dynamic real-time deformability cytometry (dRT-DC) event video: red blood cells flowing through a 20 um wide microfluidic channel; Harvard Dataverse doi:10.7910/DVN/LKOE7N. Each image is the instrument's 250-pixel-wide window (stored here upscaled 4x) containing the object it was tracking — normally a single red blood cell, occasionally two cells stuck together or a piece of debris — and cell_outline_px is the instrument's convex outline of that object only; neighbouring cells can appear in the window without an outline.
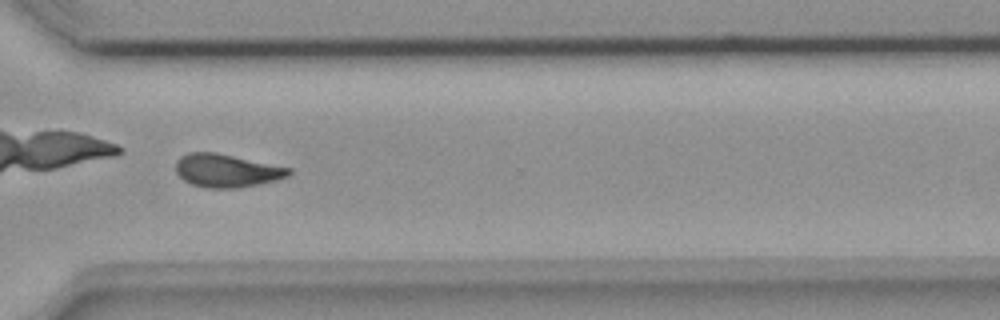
{"species": "common noctule bat (a hibernating species)", "species_latin": "Nyctalus noctula", "temperature_condition": "room temperature", "stored_images_in_passage": 36, "camera_frame_rate_fps": 3000, "um_per_image_px": 0.085, "animal": {"sex": "female", "body_mass_g": 18.4}, "frame": {"image": 1, "passage_image": 26, "time_ms": 8.333, "image_size_px": [1000, 320], "cell_outline_px": [[292, 172], [288, 176], [276, 180], [236, 188], [208, 188], [192, 184], [184, 180], [176, 172], [176, 160], [180, 156], [188, 152], [216, 152], [292, 168]], "centroid_in_image_um": [19.25, 14.49], "position_along_channel_um": 351.3, "area_um2": 21.79}, "authors_computed_cell_mechanics": {"area_um2": 22.0796, "velocity_mm_per_s": 3.8983, "shape_relaxation_time_tau1_ms": 8.9272, "shape_relaxation_time_tau2_ms": 9.4349, "deformation_change_tau1": 0.2049, "deformation_change_tau2": 0.1832}}